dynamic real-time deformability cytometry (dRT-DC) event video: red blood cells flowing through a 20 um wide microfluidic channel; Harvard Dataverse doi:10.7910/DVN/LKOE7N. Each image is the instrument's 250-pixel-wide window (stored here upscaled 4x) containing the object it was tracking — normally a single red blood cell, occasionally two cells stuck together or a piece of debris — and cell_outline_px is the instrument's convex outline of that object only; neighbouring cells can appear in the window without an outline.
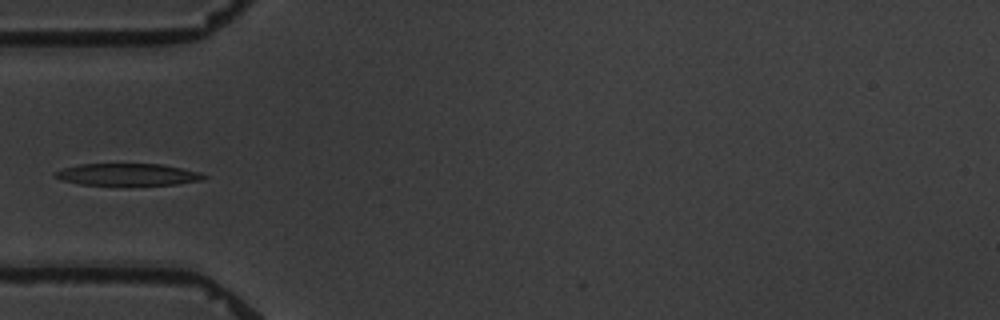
{"species": "common noctule bat (a hibernating species)", "species_latin": "Nyctalus noctula", "temperature_condition": "warm", "stored_images_in_passage": 4, "camera_frame_rate_fps": 3000, "um_per_image_px": 0.085, "animal": {"sex": "male", "body_mass_g": 19.5, "forearm_length_mm": 54.6}, "frame": {"image": 1, "passage_image": 4, "time_ms": 4.333, "image_size_px": [1000, 320], "cell_outline_px": [[208, 176], [200, 180], [176, 184], [80, 184], [60, 180], [52, 172], [64, 168], [80, 164], [164, 164], [200, 172]], "centroid_in_image_um": [10.84, 14.82], "position_along_channel_um": 74.2, "area_um2": 18.73}}